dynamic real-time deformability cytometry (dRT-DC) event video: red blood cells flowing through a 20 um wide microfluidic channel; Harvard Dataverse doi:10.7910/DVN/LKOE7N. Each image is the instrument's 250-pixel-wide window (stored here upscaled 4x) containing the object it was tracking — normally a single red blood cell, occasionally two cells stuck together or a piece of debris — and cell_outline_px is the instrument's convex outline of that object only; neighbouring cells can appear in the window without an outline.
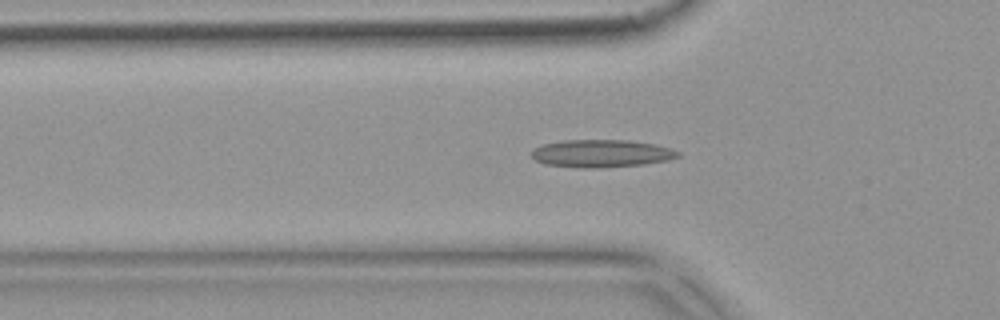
{"species": "common noctule bat (a hibernating species)", "species_latin": "Nyctalus noctula", "temperature_condition": "warm", "stored_images_in_passage": 53, "camera_frame_rate_fps": 3000, "um_per_image_px": 0.085, "animal": {"sex": "female", "body_mass_g": 18.4}, "frame": {"image": 1, "passage_image": 17, "time_ms": 5.333, "image_size_px": [1000, 320], "cell_outline_px": [[680, 156], [668, 160], [644, 164], [596, 168], [584, 168], [544, 164], [536, 160], [532, 156], [532, 148], [540, 144], [564, 140], [628, 140], [656, 144], [672, 148], [680, 152]], "centroid_in_image_um": [51.12, 13.03], "position_along_channel_um": 74.7, "area_um2": 23.76}}
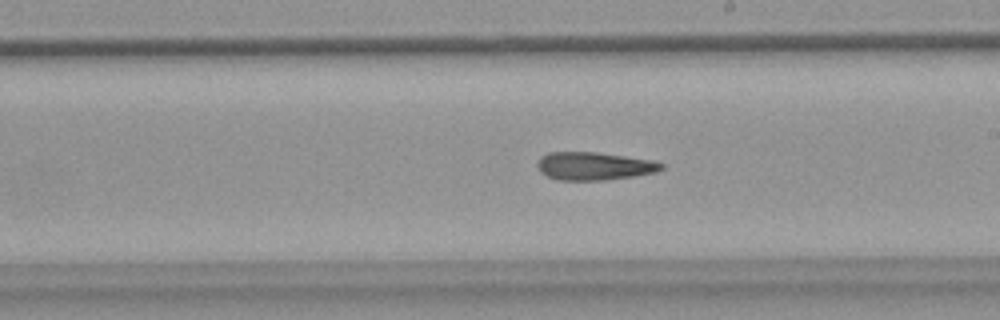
{"frame": {"image": 2, "passage_image": 30, "time_ms": 9.667, "image_size_px": [1000, 320], "cell_outline_px": [[664, 168], [656, 172], [632, 176], [604, 180], [556, 180], [540, 172], [536, 164], [540, 156], [548, 152], [596, 152], [652, 160], [664, 164]], "centroid_in_image_um": [50.46, 14.11], "position_along_channel_um": 238.5, "area_um2": 20.23}}
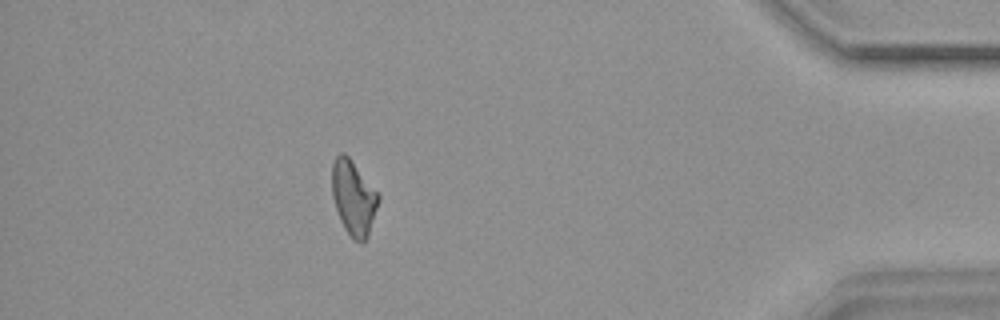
{"frame": {"image": 3, "passage_image": 47, "time_ms": 15.333, "image_size_px": [1000, 320], "cell_outline_px": [[380, 200], [368, 236], [364, 244], [360, 244], [352, 240], [344, 228], [340, 220], [332, 196], [332, 164], [336, 156], [340, 152], [344, 152], [348, 156], [380, 192]], "centroid_in_image_um": [30.08, 16.83], "position_along_channel_um": 405.1, "area_um2": 20.75}, "authors_computed_cell_mechanics": {"area_um2": 20.8658, "velocity_mm_per_s": 3.7753, "shape_relaxation_time_tau1_ms": null, "shape_relaxation_time_tau2_ms": 9.4137, "deformation_change_tau1": null, "deformation_change_tau2": 0.2191}}